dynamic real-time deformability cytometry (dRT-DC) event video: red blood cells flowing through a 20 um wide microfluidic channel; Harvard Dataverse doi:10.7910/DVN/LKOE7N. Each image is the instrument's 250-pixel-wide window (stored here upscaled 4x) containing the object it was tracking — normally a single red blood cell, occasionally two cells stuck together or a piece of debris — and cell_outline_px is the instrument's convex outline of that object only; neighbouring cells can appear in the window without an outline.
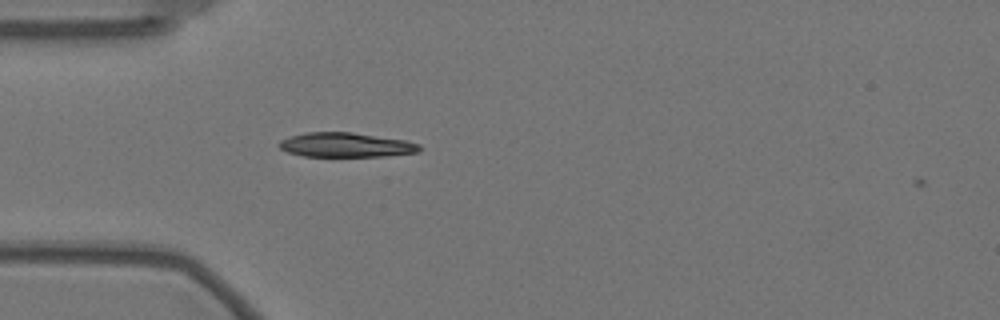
{"species": "Egyptian fruit bat (a non-hibernating species)", "species_latin": "Rousettus aegyptiacus", "temperature_condition": "warm", "stored_images_in_passage": 3, "camera_frame_rate_fps": 3000, "um_per_image_px": 0.085, "animal": {"sex": "female"}, "frame": {"image": 1, "passage_image": 2, "time_ms": 0.333, "image_size_px": [1000, 320], "cell_outline_px": [[424, 148], [420, 152], [384, 156], [304, 156], [288, 152], [280, 148], [276, 144], [280, 140], [292, 136], [308, 132], [352, 132], [404, 140], [420, 144]], "centroid_in_image_um": [29.43, 12.32], "position_along_channel_um": 55.6, "area_um2": 20.0}}